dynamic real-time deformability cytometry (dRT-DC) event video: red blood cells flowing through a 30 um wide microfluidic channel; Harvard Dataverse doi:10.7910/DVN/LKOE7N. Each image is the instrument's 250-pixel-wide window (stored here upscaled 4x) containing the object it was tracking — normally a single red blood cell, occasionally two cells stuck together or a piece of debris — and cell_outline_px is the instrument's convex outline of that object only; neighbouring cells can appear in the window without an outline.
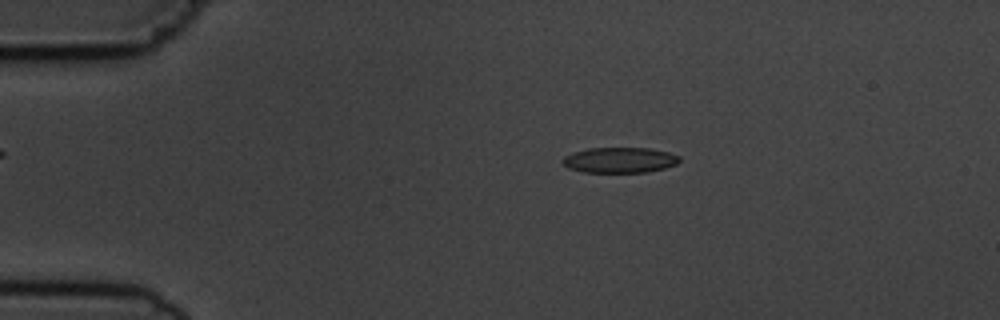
{"species": "common noctule bat (a hibernating species)", "species_latin": "Nyctalus noctula", "temperature_condition": "cold", "stored_images_in_passage": 7, "camera_frame_rate_fps": 3000, "um_per_image_px": 0.085, "animal": {"sex": "male", "body_mass_g": 19.5, "forearm_length_mm": 54.6}, "frame": {"image": 1, "passage_image": 3, "time_ms": 2.333, "image_size_px": [1000, 320], "cell_outline_px": [[680, 160], [676, 164], [664, 168], [648, 172], [584, 172], [568, 168], [560, 160], [564, 156], [572, 152], [588, 148], [648, 148], [668, 152], [680, 156]], "centroid_in_image_um": [52.65, 13.6], "position_along_channel_um": 32.4, "area_um2": 17.4}}
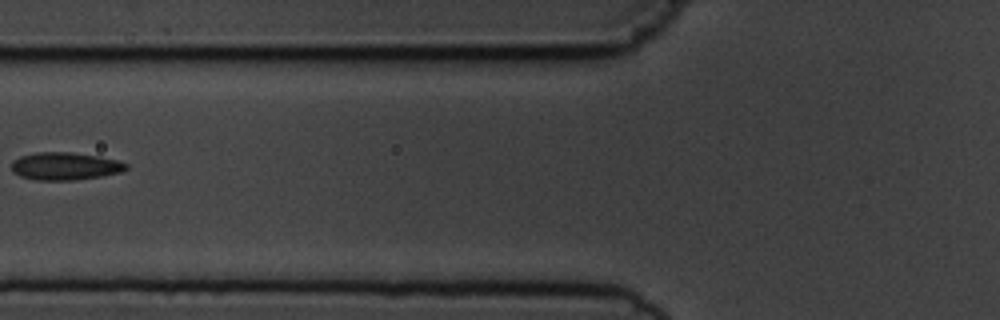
{"frame": {"image": 2, "passage_image": 6, "time_ms": 6.0, "image_size_px": [1000, 320], "cell_outline_px": [[128, 168], [120, 172], [100, 176], [72, 180], [36, 180], [20, 176], [12, 172], [12, 160], [20, 156], [36, 152], [72, 152], [100, 156], [116, 160], [128, 164]], "centroid_in_image_um": [5.5, 14.11], "position_along_channel_um": 120.3, "area_um2": 18.5}}
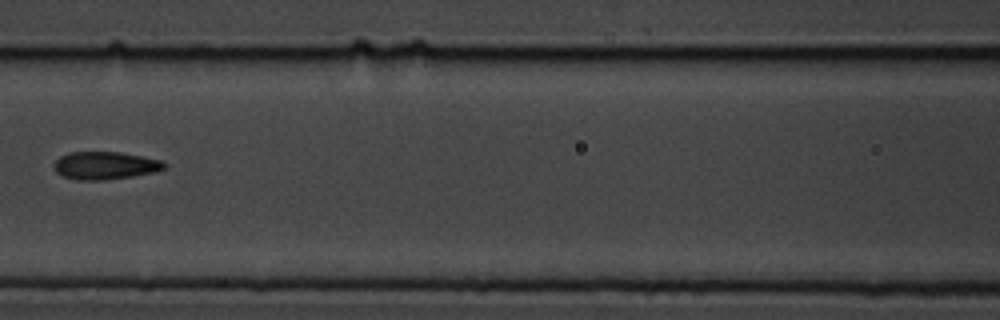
{"frame": {"image": 3, "passage_image": 7, "time_ms": 7.0, "image_size_px": [1000, 320], "cell_outline_px": [[168, 164], [164, 168], [156, 172], [132, 176], [104, 180], [76, 180], [64, 176], [56, 172], [52, 168], [52, 164], [60, 156], [68, 152], [120, 152], [160, 160]], "centroid_in_image_um": [8.9, 14.07], "position_along_channel_um": 157.7, "area_um2": 17.92}}